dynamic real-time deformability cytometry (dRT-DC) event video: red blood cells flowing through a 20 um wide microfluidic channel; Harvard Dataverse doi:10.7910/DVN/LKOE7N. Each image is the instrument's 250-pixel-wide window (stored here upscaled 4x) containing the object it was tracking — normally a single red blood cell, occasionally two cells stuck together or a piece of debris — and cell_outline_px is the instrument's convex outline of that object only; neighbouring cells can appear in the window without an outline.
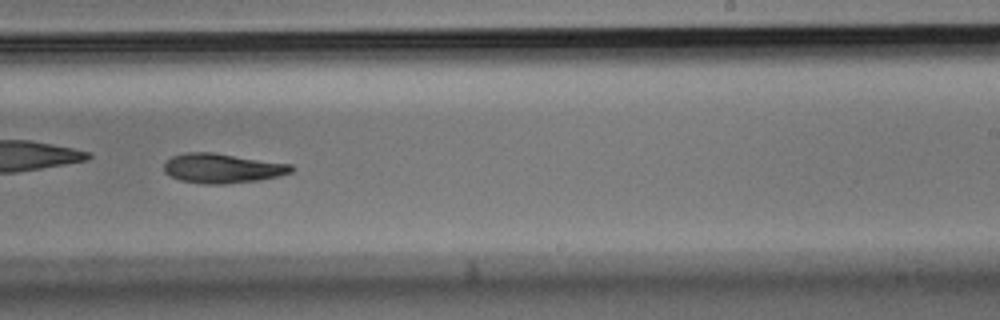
{"species": "Egyptian fruit bat (a non-hibernating species)", "species_latin": "Rousettus aegyptiacus", "temperature_condition": "room temperature", "stored_images_in_passage": 28, "camera_frame_rate_fps": 3000, "um_per_image_px": 0.085, "animal": {"sex": "male"}, "frame": {"image": 1, "passage_image": 16, "time_ms": 5.0, "image_size_px": [1000, 320], "cell_outline_px": [[292, 172], [260, 180], [224, 184], [204, 184], [180, 180], [164, 172], [164, 164], [172, 156], [184, 152], [212, 152], [292, 164]], "centroid_in_image_um": [18.88, 14.3], "position_along_channel_um": 270.1, "area_um2": 21.85}}